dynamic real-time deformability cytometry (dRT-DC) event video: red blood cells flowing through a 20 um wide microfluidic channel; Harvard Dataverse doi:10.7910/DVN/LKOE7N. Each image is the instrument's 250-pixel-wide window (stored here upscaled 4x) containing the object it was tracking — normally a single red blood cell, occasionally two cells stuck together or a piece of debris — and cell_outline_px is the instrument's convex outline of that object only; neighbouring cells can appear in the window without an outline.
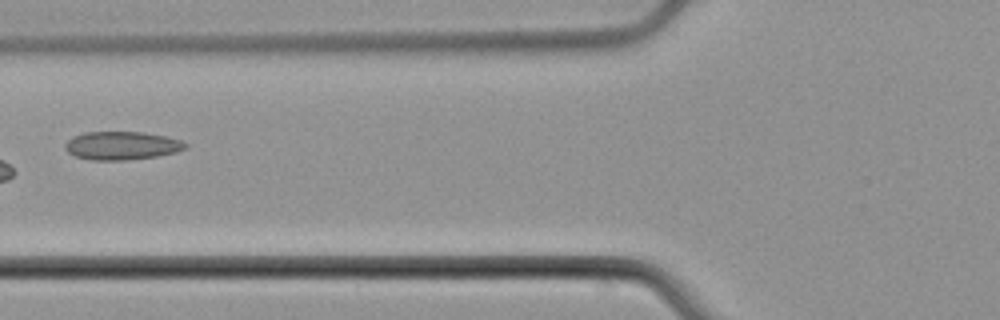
{"species": "common noctule bat (a hibernating species)", "species_latin": "Nyctalus noctula", "temperature_condition": "cold", "stored_images_in_passage": 6, "camera_frame_rate_fps": 3000, "um_per_image_px": 0.085, "animal": {"sex": "male", "body_mass_g": 21.5, "forearm_length_mm": 52.0}, "frame": {"image": 1, "passage_image": 6, "time_ms": 7.0, "image_size_px": [1000, 320], "cell_outline_px": [[188, 148], [176, 152], [156, 156], [124, 160], [92, 160], [76, 156], [68, 152], [64, 148], [64, 144], [72, 136], [84, 132], [144, 132], [164, 136], [180, 140], [188, 144]], "centroid_in_image_um": [10.34, 12.37], "position_along_channel_um": 115.5, "area_um2": 19.83}}